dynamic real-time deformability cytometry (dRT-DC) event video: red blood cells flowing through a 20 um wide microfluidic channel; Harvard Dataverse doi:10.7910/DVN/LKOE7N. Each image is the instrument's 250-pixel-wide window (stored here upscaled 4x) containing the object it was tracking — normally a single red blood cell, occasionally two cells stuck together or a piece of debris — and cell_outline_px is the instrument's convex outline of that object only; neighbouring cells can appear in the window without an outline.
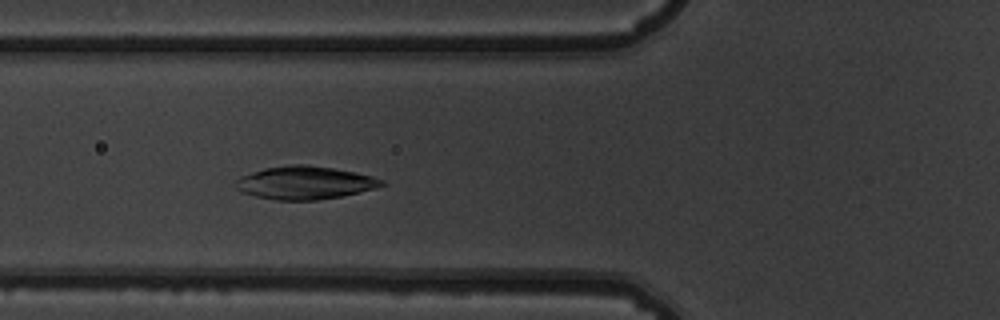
{"species": "common noctule bat (a hibernating species)", "species_latin": "Nyctalus noctula", "temperature_condition": "warm", "stored_images_in_passage": 42, "camera_frame_rate_fps": 3000, "um_per_image_px": 0.085, "animal": {"sex": "male", "body_mass_g": 19.5, "forearm_length_mm": 54.6}, "frame": {"image": 1, "passage_image": 16, "time_ms": 5.0, "image_size_px": [1000, 320], "cell_outline_px": [[388, 184], [376, 188], [340, 196], [316, 200], [276, 200], [256, 196], [244, 192], [236, 188], [236, 180], [240, 176], [264, 168], [288, 164], [304, 164], [332, 168], [356, 172], [372, 176], [384, 180]], "centroid_in_image_um": [25.93, 15.52], "position_along_channel_um": 99.9, "area_um2": 28.03}}
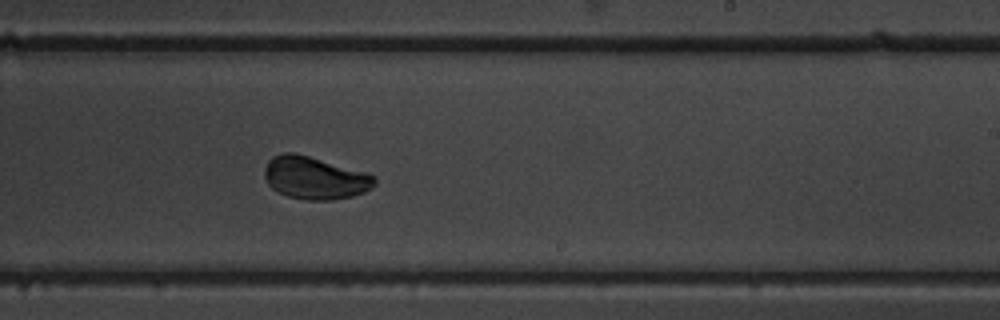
{"frame": {"image": 2, "passage_image": 29, "time_ms": 9.333, "image_size_px": [1000, 320], "cell_outline_px": [[376, 184], [372, 188], [364, 192], [352, 196], [332, 200], [308, 200], [288, 196], [276, 192], [264, 180], [264, 168], [268, 160], [272, 156], [284, 152], [296, 152], [368, 172], [376, 176]], "centroid_in_image_um": [26.76, 15.11], "position_along_channel_um": 262.2, "area_um2": 27.86}}
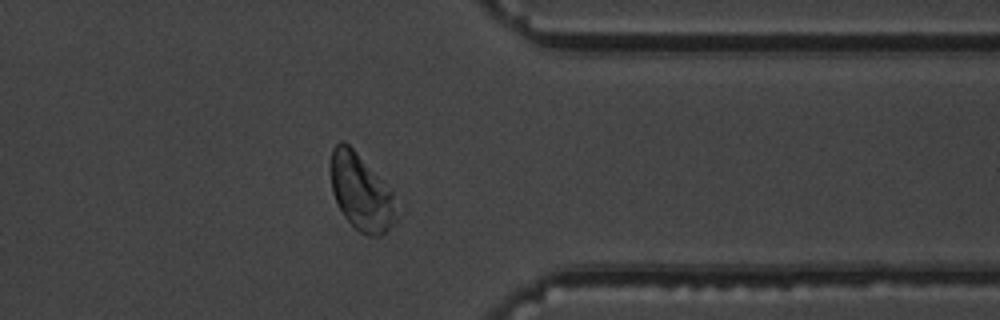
{"frame": {"image": 3, "passage_image": 39, "time_ms": 12.667, "image_size_px": [1000, 320], "cell_outline_px": [[396, 220], [380, 236], [368, 236], [360, 232], [344, 216], [332, 192], [328, 168], [328, 164], [332, 148], [340, 140], [344, 140], [356, 152], [392, 192]], "centroid_in_image_um": [30.61, 16.3], "position_along_channel_um": 380.8, "area_um2": 28.9}, "authors_computed_cell_mechanics": {"area_um2": 27.9463, "velocity_mm_per_s": 3.7529, "shape_relaxation_time_tau1_ms": 3.2046, "shape_relaxation_time_tau2_ms": null, "deformation_change_tau1": 0.1999, "deformation_change_tau2": null}}